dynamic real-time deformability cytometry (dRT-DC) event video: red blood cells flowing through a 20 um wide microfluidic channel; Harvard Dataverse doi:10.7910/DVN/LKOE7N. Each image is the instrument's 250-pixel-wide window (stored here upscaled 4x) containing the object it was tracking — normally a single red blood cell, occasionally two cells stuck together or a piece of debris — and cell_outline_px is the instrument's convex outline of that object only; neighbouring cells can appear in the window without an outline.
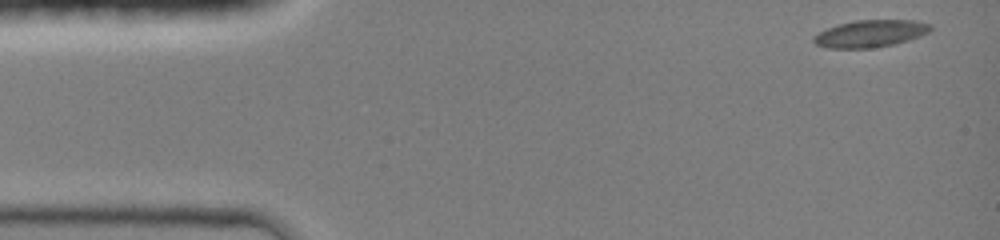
{"species": "common noctule bat (a hibernating species)", "species_latin": "Nyctalus noctula", "temperature_condition": "room temperature", "stored_images_in_passage": 32, "camera_frame_rate_fps": 3000, "um_per_image_px": 0.085, "animal": {"sex": "female", "body_mass_g": 19.0, "forearm_length_mm": 51.5}, "frame": {"image": 1, "passage_image": 1, "time_ms": 0.0, "image_size_px": [1000, 240], "cell_outline_px": [[932, 28], [928, 32], [920, 36], [908, 40], [892, 44], [872, 48], [828, 48], [816, 44], [812, 40], [812, 36], [836, 24], [856, 20], [912, 20], [932, 24]], "centroid_in_image_um": [73.97, 2.85], "position_along_channel_um": 11.0, "area_um2": 18.44}}
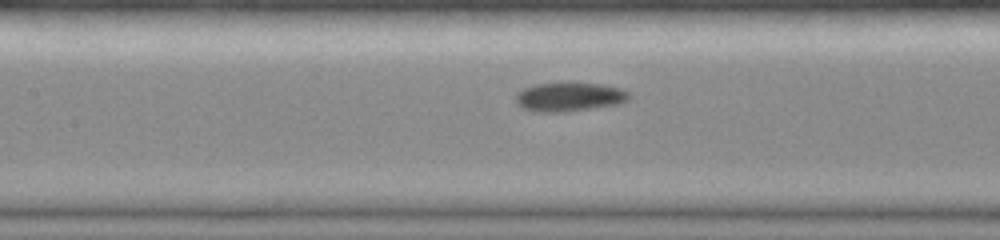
{"frame": {"image": 2, "passage_image": 19, "time_ms": 6.0, "image_size_px": [1000, 240], "cell_outline_px": [[632, 96], [628, 100], [620, 104], [568, 112], [532, 112], [520, 108], [516, 104], [516, 92], [532, 84], [600, 84], [620, 88], [628, 92]], "centroid_in_image_um": [48.36, 8.27], "position_along_channel_um": 159.0, "area_um2": 19.25}}
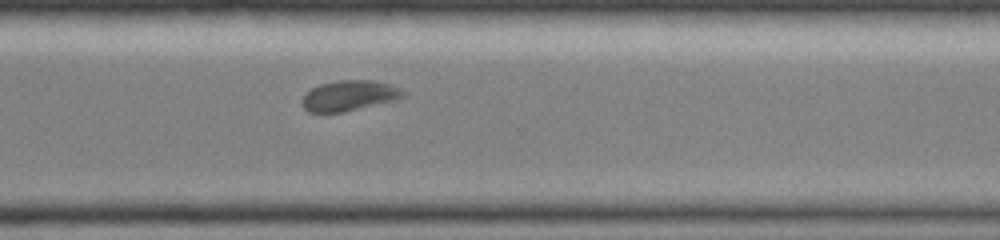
{"frame": {"image": 3, "passage_image": 32, "time_ms": 10.333, "image_size_px": [1000, 240], "cell_outline_px": [[408, 92], [404, 96], [396, 100], [344, 112], [308, 112], [300, 104], [300, 100], [312, 88], [320, 84], [336, 80], [372, 80], [388, 84], [400, 88]], "centroid_in_image_um": [29.69, 8.13], "position_along_channel_um": 340.9, "area_um2": 18.03}}